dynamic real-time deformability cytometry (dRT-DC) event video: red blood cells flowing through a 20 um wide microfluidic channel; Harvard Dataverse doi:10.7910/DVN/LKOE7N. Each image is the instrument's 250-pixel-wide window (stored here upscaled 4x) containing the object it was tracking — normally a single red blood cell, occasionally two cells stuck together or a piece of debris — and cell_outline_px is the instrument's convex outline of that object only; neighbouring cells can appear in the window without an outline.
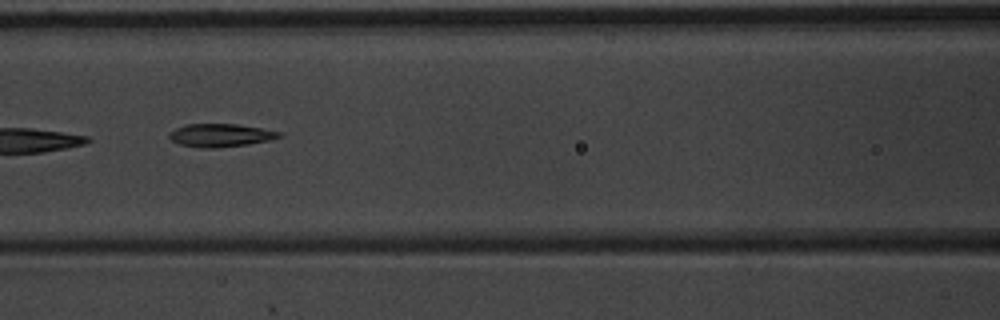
{"species": "common noctule bat (a hibernating species)", "species_latin": "Nyctalus noctula", "temperature_condition": "warm", "stored_images_in_passage": 11, "camera_frame_rate_fps": 3000, "um_per_image_px": 0.085, "animal": {"sex": "male", "body_mass_g": 20.1, "forearm_length_mm": 53.5}, "frame": {"image": 1, "passage_image": 7, "time_ms": 2.0, "image_size_px": [1000, 320], "cell_outline_px": [[284, 136], [268, 140], [248, 144], [216, 148], [200, 148], [180, 144], [172, 140], [168, 136], [168, 132], [176, 128], [188, 124], [236, 124], [260, 128], [280, 132]], "centroid_in_image_um": [18.72, 11.5], "position_along_channel_um": 147.9, "area_um2": 14.68}}
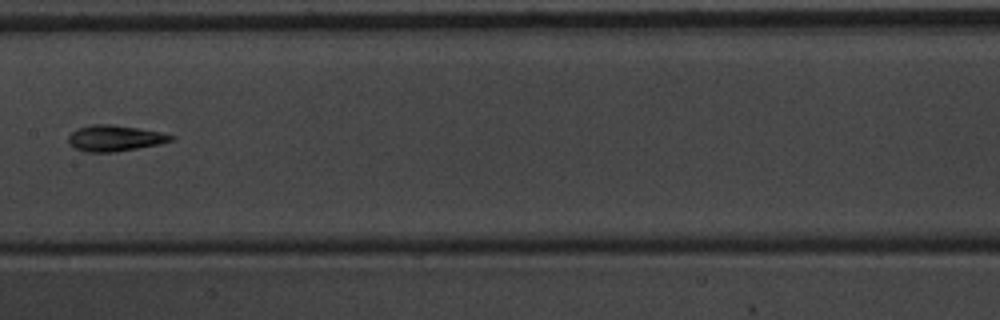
{"frame": {"image": 2, "passage_image": 8, "time_ms": 2.333, "image_size_px": [1000, 320], "cell_outline_px": [[176, 136], [172, 140], [156, 144], [116, 152], [84, 152], [68, 144], [68, 136], [76, 128], [88, 124], [112, 124], [160, 132]], "centroid_in_image_um": [9.68, 11.74], "position_along_channel_um": 197.7, "area_um2": 15.49}}
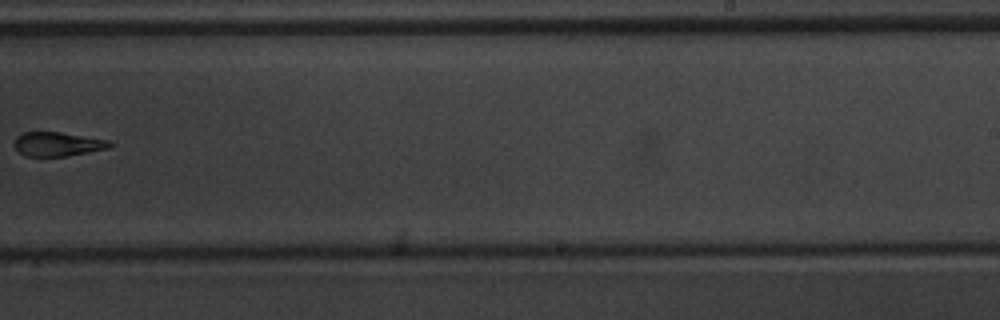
{"frame": {"image": 3, "passage_image": 10, "time_ms": 3.0, "image_size_px": [1000, 320], "cell_outline_px": [[116, 144], [108, 148], [68, 156], [24, 156], [16, 148], [16, 136], [24, 132], [60, 132], [108, 140]], "centroid_in_image_um": [4.93, 12.25], "position_along_channel_um": 284.1, "area_um2": 13.29}}